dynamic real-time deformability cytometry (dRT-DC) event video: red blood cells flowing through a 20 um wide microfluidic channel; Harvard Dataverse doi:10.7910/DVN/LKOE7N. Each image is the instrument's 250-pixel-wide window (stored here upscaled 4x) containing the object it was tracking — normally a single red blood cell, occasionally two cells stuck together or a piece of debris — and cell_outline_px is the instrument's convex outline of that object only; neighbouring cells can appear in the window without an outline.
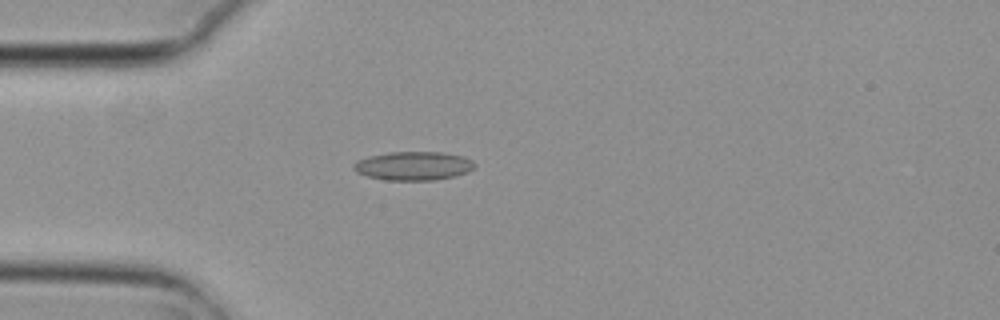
{"species": "common noctule bat (a hibernating species)", "species_latin": "Nyctalus noctula", "temperature_condition": "cold", "stored_images_in_passage": 2, "camera_frame_rate_fps": 3000, "um_per_image_px": 0.085, "animal": {"sex": "female", "body_mass_g": 29.2, "forearm_length_mm": 56.3}, "frame": {"image": 1, "passage_image": 1, "time_ms": 0.0, "image_size_px": [1000, 320], "cell_outline_px": [[476, 164], [468, 172], [456, 176], [436, 180], [384, 180], [368, 176], [356, 172], [352, 168], [352, 164], [356, 160], [368, 156], [388, 152], [444, 152], [464, 156], [472, 160]], "centroid_in_image_um": [35.13, 14.09], "position_along_channel_um": 49.9, "area_um2": 20.52}}